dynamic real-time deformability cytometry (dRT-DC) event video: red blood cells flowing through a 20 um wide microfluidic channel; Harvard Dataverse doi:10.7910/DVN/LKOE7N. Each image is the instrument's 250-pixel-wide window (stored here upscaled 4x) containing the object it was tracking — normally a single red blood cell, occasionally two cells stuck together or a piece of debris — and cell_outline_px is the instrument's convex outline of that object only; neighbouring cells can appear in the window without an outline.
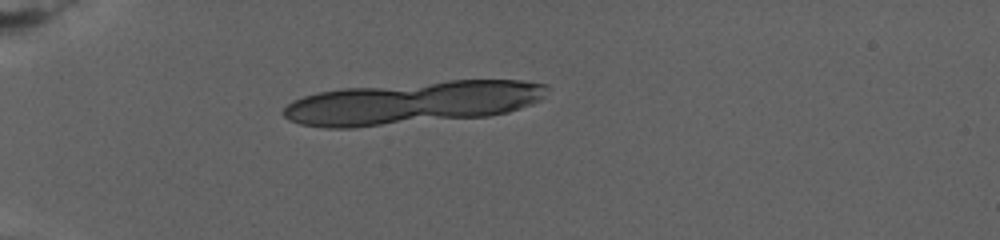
{"species": "human", "species_latin": "Homo sapiens", "temperature_condition": "warm", "stored_images_in_passage": 8, "segment_of_instrument_passage": [1, 2], "camera_frame_rate_fps": 3000, "um_per_image_px": 0.085, "donor": {"sex": "female"}, "frame": {"image": 1, "passage_image": 1, "time_ms": 0.0, "image_size_px": [1000, 240], "cell_outline_px": [[548, 88], [544, 96], [540, 100], [532, 104], [508, 112], [488, 116], [356, 128], [324, 128], [300, 124], [288, 120], [280, 112], [292, 100], [304, 96], [320, 92], [344, 88], [448, 80], [520, 80], [548, 84]], "centroid_in_image_um": [35.04, 8.74], "position_along_channel_um": 50.0, "area_um2": 66.18}}